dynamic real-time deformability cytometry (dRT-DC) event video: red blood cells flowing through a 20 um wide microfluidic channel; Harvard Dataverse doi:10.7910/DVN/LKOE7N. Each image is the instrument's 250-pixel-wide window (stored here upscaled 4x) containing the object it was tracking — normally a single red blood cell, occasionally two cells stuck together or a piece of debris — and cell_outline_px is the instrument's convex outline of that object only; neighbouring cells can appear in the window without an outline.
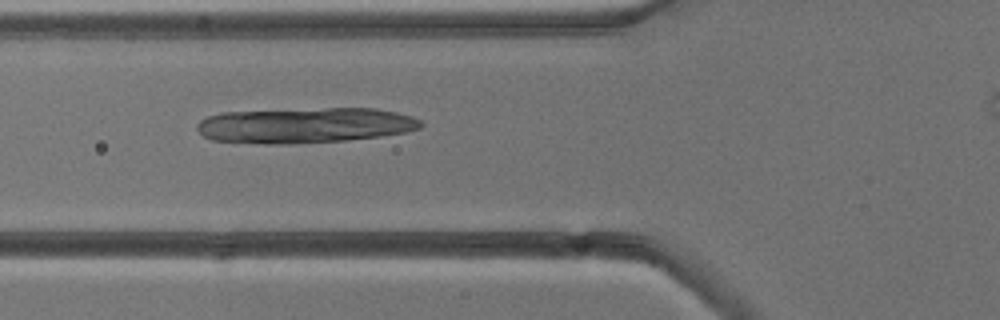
{"species": "common noctule bat (a hibernating species)", "species_latin": "Nyctalus noctula", "temperature_condition": "cold", "stored_images_in_passage": 3, "camera_frame_rate_fps": 3000, "um_per_image_px": 0.085, "animal": {"sex": "male", "body_mass_g": 13.3}, "frame": {"image": 1, "passage_image": 3, "time_ms": 2.333, "image_size_px": [1000, 320], "cell_outline_px": [[424, 124], [420, 128], [404, 132], [380, 136], [348, 140], [288, 144], [264, 144], [212, 140], [204, 136], [196, 128], [196, 124], [200, 120], [208, 116], [220, 112], [324, 108], [376, 108], [396, 112], [412, 116], [420, 120]], "centroid_in_image_um": [25.9, 10.65], "position_along_channel_um": 99.9, "area_um2": 46.41}}